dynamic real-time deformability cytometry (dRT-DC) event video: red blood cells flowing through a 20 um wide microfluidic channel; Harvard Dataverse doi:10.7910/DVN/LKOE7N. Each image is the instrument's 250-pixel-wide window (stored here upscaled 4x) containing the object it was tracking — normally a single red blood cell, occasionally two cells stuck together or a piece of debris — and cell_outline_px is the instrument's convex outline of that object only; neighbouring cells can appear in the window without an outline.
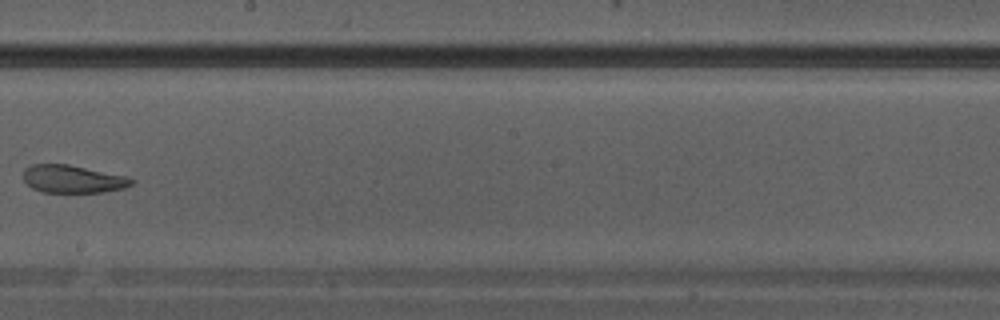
{"species": "Egyptian fruit bat (a non-hibernating species)", "species_latin": "Rousettus aegyptiacus", "temperature_condition": "warm", "stored_images_in_passage": 31, "camera_frame_rate_fps": 3000, "um_per_image_px": 0.085, "animal": {"sex": "male"}, "frame": {"image": 1, "passage_image": 18, "time_ms": 5.667, "image_size_px": [1000, 320], "cell_outline_px": [[136, 180], [132, 184], [124, 188], [104, 192], [44, 192], [32, 188], [24, 180], [24, 168], [32, 164], [68, 164], [128, 176]], "centroid_in_image_um": [6.22, 15.21], "position_along_channel_um": 242.0, "area_um2": 17.57}}